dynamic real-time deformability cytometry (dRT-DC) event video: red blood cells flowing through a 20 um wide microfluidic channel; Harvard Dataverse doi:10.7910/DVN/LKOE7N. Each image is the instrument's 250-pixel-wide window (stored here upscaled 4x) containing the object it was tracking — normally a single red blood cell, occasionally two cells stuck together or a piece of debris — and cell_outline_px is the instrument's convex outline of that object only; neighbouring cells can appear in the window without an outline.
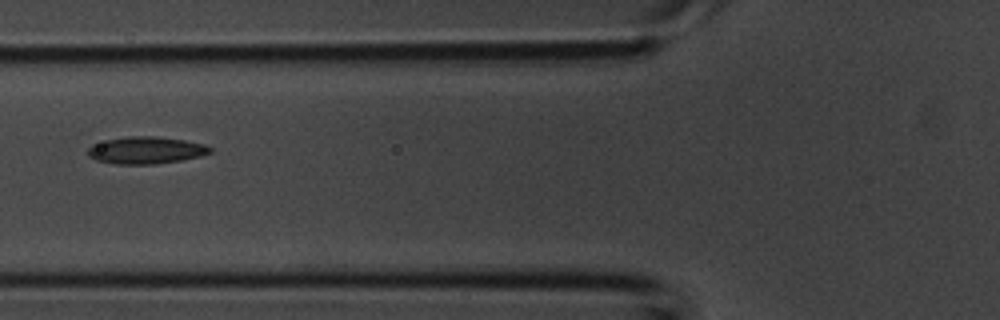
{"species": "common noctule bat (a hibernating species)", "species_latin": "Nyctalus noctula", "temperature_condition": "room temperature", "stored_images_in_passage": 2, "camera_frame_rate_fps": 3000, "um_per_image_px": 0.085, "animal": {"sex": "male", "body_mass_g": 20.1, "forearm_length_mm": 53.5}, "frame": {"image": 1, "passage_image": 2, "time_ms": 0.333, "image_size_px": [1000, 320], "cell_outline_px": [[212, 152], [200, 156], [180, 160], [156, 164], [116, 164], [96, 160], [88, 156], [88, 148], [92, 144], [108, 140], [128, 136], [156, 136], [184, 140], [204, 144], [212, 148]], "centroid_in_image_um": [12.41, 12.77], "position_along_channel_um": 113.4, "area_um2": 19.25}}